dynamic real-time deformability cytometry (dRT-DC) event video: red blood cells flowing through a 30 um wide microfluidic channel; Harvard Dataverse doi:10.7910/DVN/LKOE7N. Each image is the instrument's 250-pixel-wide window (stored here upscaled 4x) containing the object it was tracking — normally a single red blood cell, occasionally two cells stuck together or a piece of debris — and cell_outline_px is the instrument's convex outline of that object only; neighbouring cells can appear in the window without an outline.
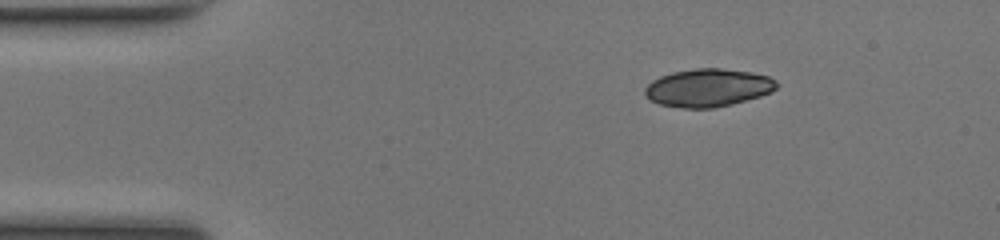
{"species": "common noctule bat (a hibernating species)", "species_latin": "Nyctalus noctula", "temperature_condition": "room temperature", "stored_images_in_passage": 42, "camera_frame_rate_fps": 3000, "um_per_image_px": 0.085, "animal": {"sex": "female", "body_mass_g": 17.0, "forearm_length_mm": 48.0}, "frame": {"image": 1, "passage_image": 1, "time_ms": 0.0, "image_size_px": [1000, 240], "cell_outline_px": [[780, 84], [772, 92], [760, 96], [732, 104], [712, 108], [684, 108], [660, 104], [648, 100], [644, 92], [644, 88], [652, 80], [660, 76], [672, 72], [696, 68], [720, 68], [752, 72], [768, 76], [776, 80]], "centroid_in_image_um": [60.18, 7.45], "position_along_channel_um": 24.8, "area_um2": 29.3}}
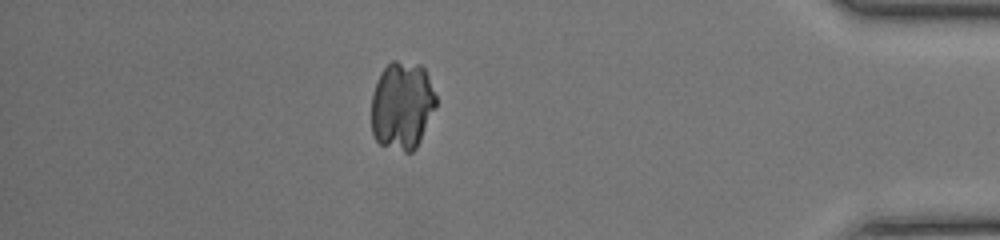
{"frame": {"image": 2, "passage_image": 36, "time_ms": 11.667, "image_size_px": [1000, 240], "cell_outline_px": [[436, 108], [416, 148], [412, 152], [404, 152], [380, 144], [376, 140], [372, 132], [372, 92], [380, 72], [392, 60], [396, 60], [420, 64], [424, 68], [428, 76], [436, 96]], "centroid_in_image_um": [34.18, 8.96], "position_along_channel_um": 401.0, "area_um2": 33.41}}